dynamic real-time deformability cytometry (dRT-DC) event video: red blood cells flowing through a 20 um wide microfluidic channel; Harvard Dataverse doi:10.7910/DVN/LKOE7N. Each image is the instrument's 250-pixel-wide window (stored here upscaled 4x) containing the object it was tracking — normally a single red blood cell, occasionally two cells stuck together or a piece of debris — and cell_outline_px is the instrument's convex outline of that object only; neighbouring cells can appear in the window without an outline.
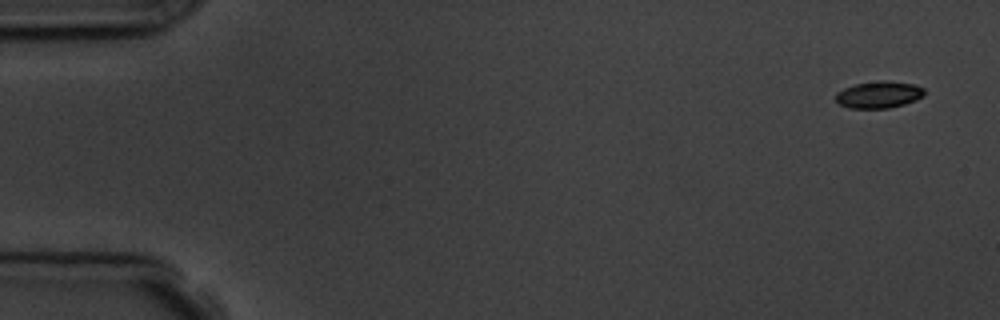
{"species": "common noctule bat (a hibernating species)", "species_latin": "Nyctalus noctula", "temperature_condition": "room temperature", "stored_images_in_passage": 7, "camera_frame_rate_fps": 3000, "um_per_image_px": 0.085, "animal": {"sex": "male", "body_mass_g": 19.5, "forearm_length_mm": 54.6}, "frame": {"image": 1, "passage_image": 1, "time_ms": 0.0, "image_size_px": [1000, 320], "cell_outline_px": [[924, 96], [916, 100], [904, 104], [888, 108], [848, 108], [840, 104], [836, 100], [836, 92], [844, 88], [856, 84], [880, 80], [888, 80], [916, 84], [924, 88]], "centroid_in_image_um": [74.73, 8.03], "position_along_channel_um": 10.3, "area_um2": 13.99}}
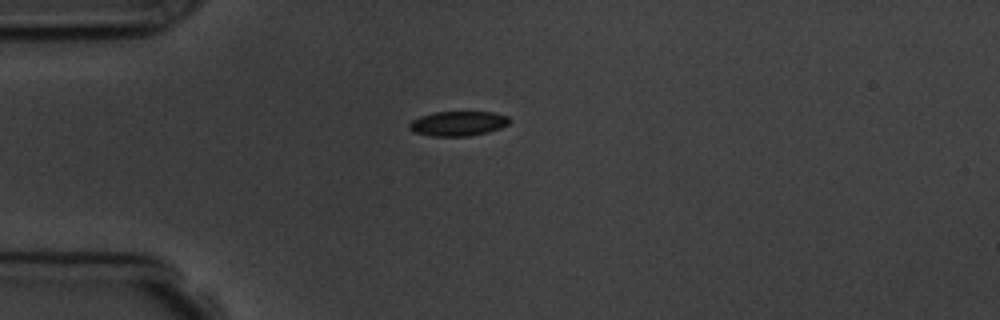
{"frame": {"image": 2, "passage_image": 4, "time_ms": 4.0, "image_size_px": [1000, 320], "cell_outline_px": [[512, 120], [508, 124], [500, 128], [488, 132], [468, 136], [432, 136], [412, 132], [408, 128], [408, 124], [412, 120], [420, 116], [436, 112], [492, 112], [508, 116]], "centroid_in_image_um": [38.92, 10.5], "position_along_channel_um": 46.1, "area_um2": 14.51}}